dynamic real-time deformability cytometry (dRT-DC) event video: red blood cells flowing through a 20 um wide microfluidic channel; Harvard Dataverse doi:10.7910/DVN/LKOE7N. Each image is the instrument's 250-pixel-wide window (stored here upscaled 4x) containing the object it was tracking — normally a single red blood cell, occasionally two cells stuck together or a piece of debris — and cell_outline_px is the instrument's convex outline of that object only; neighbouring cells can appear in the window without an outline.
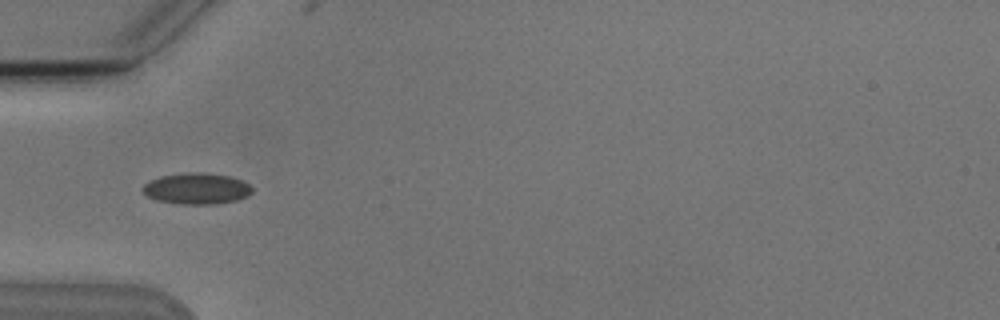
{"species": "Egyptian fruit bat (a non-hibernating species)", "species_latin": "Rousettus aegyptiacus", "temperature_condition": "cold", "stored_images_in_passage": 7, "camera_frame_rate_fps": 3000, "um_per_image_px": 0.085, "animal": {"sex": "male"}, "frame": {"image": 1, "passage_image": 1, "time_ms": 0.0, "image_size_px": [1000, 320], "cell_outline_px": [[252, 192], [248, 196], [236, 200], [216, 204], [180, 204], [156, 200], [148, 196], [140, 188], [144, 184], [160, 176], [188, 172], [196, 172], [228, 176], [240, 180], [248, 184], [252, 188]], "centroid_in_image_um": [16.7, 16.04], "position_along_channel_um": 68.3, "area_um2": 19.71}}
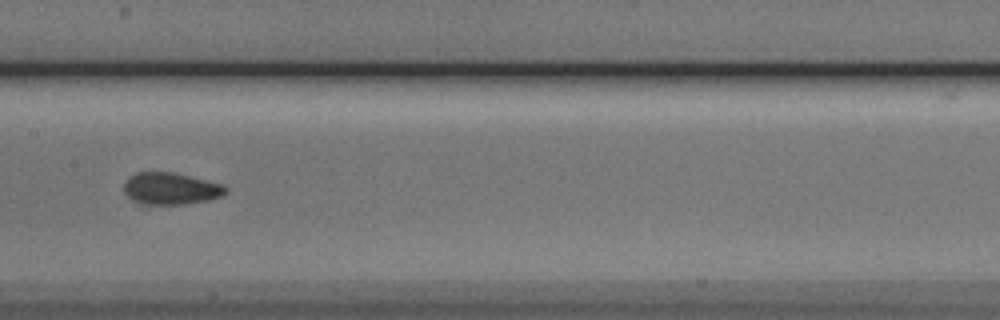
{"frame": {"image": 2, "passage_image": 4, "time_ms": 3.333, "image_size_px": [1000, 320], "cell_outline_px": [[228, 192], [220, 196], [208, 200], [184, 204], [144, 204], [132, 200], [124, 192], [124, 184], [136, 172], [172, 172], [224, 184], [228, 188]], "centroid_in_image_um": [14.55, 16.03], "position_along_channel_um": 192.9, "area_um2": 18.79}}
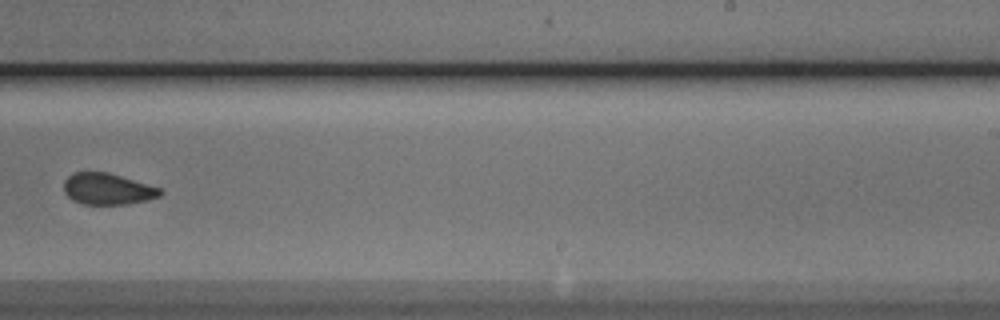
{"frame": {"image": 3, "passage_image": 6, "time_ms": 5.667, "image_size_px": [1000, 320], "cell_outline_px": [[164, 192], [160, 196], [148, 200], [128, 204], [84, 204], [72, 200], [64, 192], [64, 180], [72, 172], [108, 172], [160, 188]], "centroid_in_image_um": [9.14, 16.06], "position_along_channel_um": 279.9, "area_um2": 17.63}}